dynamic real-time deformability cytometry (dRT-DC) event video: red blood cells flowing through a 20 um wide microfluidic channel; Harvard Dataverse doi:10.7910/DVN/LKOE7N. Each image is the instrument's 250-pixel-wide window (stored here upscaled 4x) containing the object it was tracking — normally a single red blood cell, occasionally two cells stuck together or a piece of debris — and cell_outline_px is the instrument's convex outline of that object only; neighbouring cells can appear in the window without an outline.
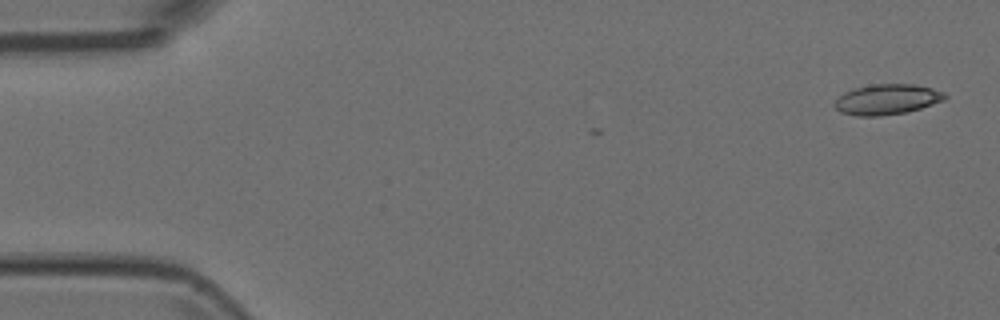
{"species": "Egyptian fruit bat (a non-hibernating species)", "species_latin": "Rousettus aegyptiacus", "temperature_condition": "room temperature", "stored_images_in_passage": 3, "camera_frame_rate_fps": 3000, "um_per_image_px": 0.085, "animal": {"sex": "female"}, "frame": {"image": 1, "passage_image": 1, "time_ms": 0.0, "image_size_px": [1000, 320], "cell_outline_px": [[948, 96], [944, 100], [920, 108], [904, 112], [880, 116], [856, 116], [840, 112], [836, 108], [836, 100], [844, 92], [852, 88], [872, 84], [912, 84], [932, 88], [944, 92]], "centroid_in_image_um": [75.39, 8.44], "position_along_channel_um": 9.6, "area_um2": 19.42}}